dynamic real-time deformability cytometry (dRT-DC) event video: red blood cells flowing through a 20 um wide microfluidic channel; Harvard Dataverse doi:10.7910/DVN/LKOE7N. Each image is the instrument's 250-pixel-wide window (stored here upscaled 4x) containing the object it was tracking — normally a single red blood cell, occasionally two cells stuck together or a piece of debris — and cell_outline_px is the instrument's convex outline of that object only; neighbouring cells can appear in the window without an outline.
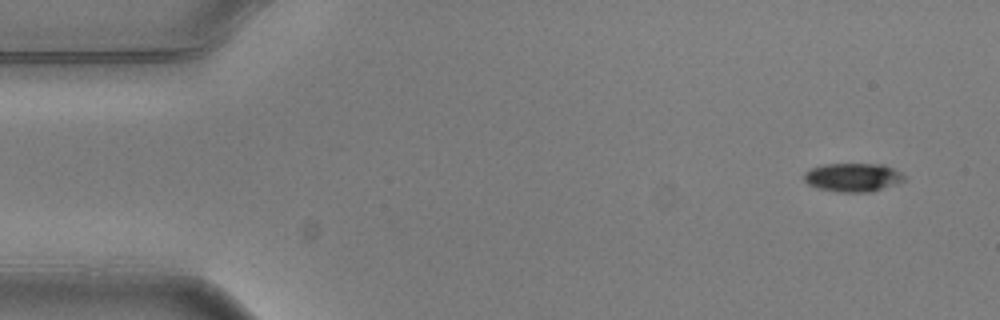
{"species": "common noctule bat (a hibernating species)", "species_latin": "Nyctalus noctula", "temperature_condition": "warm", "stored_images_in_passage": 5, "camera_frame_rate_fps": 3000, "um_per_image_px": 0.085, "animal": {"sex": "male", "body_mass_g": 20.5, "forearm_length_mm": 52.5}, "frame": {"image": 1, "passage_image": 1, "time_ms": 0.0, "image_size_px": [1000, 320], "cell_outline_px": [[904, 180], [896, 184], [872, 192], [836, 192], [820, 188], [808, 184], [804, 180], [804, 172], [812, 168], [824, 164], [884, 164], [900, 172], [904, 176]], "centroid_in_image_um": [72.49, 15.08], "position_along_channel_um": 12.5, "area_um2": 16.65}}
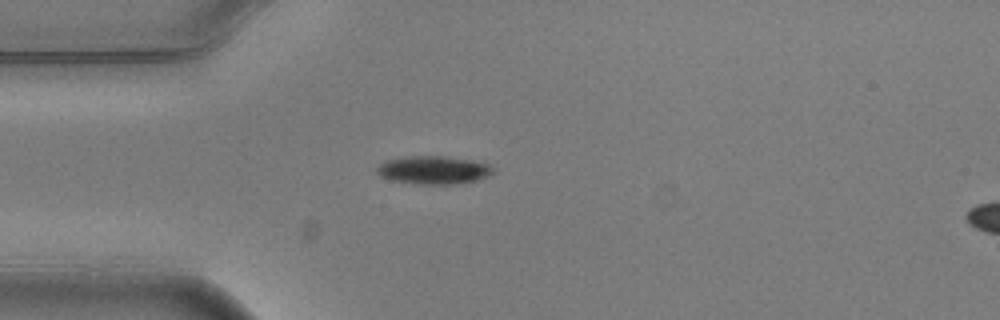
{"frame": {"image": 2, "passage_image": 4, "time_ms": 1.0, "image_size_px": [1000, 320], "cell_outline_px": [[496, 172], [488, 176], [476, 180], [452, 184], [420, 184], [392, 180], [380, 176], [376, 172], [376, 168], [384, 160], [404, 156], [448, 156], [472, 160], [488, 164], [496, 168]], "centroid_in_image_um": [36.86, 14.44], "position_along_channel_um": 48.1, "area_um2": 19.25}}